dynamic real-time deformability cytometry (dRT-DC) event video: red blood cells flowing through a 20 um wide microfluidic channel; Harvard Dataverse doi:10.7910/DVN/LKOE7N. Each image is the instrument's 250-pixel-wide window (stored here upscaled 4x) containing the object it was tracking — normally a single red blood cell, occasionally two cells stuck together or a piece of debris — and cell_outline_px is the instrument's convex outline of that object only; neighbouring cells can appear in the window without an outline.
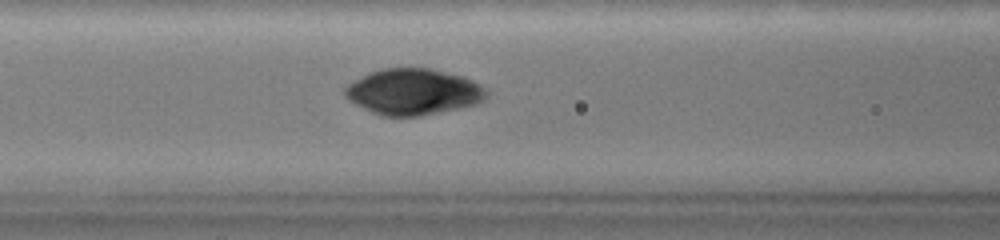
{"species": "common noctule bat (a hibernating species)", "species_latin": "Nyctalus noctula", "temperature_condition": "warm", "stored_images_in_passage": 68, "camera_frame_rate_fps": 3000, "um_per_image_px": 0.085, "animal": {"sex": "female", "body_mass_g": 19.0, "forearm_length_mm": 51.5}, "frame": {"image": 1, "passage_image": 31, "time_ms": 10.0, "image_size_px": [1000, 240], "cell_outline_px": [[488, 96], [484, 100], [476, 104], [420, 116], [380, 116], [348, 100], [344, 96], [344, 88], [348, 84], [380, 68], [432, 68], [464, 76], [488, 88]], "centroid_in_image_um": [35.16, 7.8], "position_along_channel_um": 131.4, "area_um2": 38.09}}